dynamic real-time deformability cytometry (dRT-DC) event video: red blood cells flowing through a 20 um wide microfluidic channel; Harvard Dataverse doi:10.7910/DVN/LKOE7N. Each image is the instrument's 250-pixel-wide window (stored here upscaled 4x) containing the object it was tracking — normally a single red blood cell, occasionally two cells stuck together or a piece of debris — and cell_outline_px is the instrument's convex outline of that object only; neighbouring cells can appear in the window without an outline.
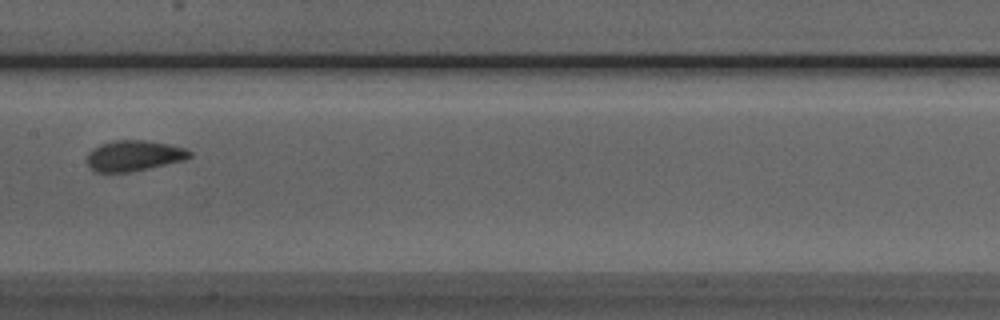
{"species": "Egyptian fruit bat (a non-hibernating species)", "species_latin": "Rousettus aegyptiacus", "temperature_condition": "room temperature", "stored_images_in_passage": 7, "camera_frame_rate_fps": 3000, "um_per_image_px": 0.085, "animal": {"sex": "male"}, "frame": {"image": 1, "passage_image": 7, "time_ms": 7.0, "image_size_px": [1000, 320], "cell_outline_px": [[192, 156], [184, 160], [148, 168], [128, 172], [96, 172], [88, 164], [88, 152], [92, 148], [100, 144], [116, 140], [144, 140], [168, 144], [184, 148], [192, 152]], "centroid_in_image_um": [11.38, 13.22], "position_along_channel_um": 196.0, "area_um2": 18.15}}